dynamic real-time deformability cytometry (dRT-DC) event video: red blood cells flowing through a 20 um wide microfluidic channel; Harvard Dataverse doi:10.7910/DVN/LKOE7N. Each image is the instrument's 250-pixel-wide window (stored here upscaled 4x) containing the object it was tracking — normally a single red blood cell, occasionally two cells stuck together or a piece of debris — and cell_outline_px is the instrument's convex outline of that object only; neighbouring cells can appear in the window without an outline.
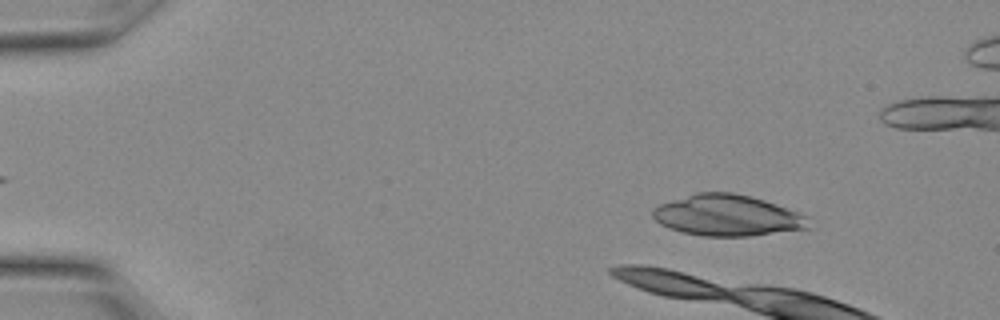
{"species": "Egyptian fruit bat (a non-hibernating species)", "species_latin": "Rousettus aegyptiacus", "temperature_condition": "warm", "stored_images_in_passage": 5, "camera_frame_rate_fps": 3000, "um_per_image_px": 0.085, "animal": {"sex": "female"}, "frame": {"image": 1, "passage_image": 2, "time_ms": 0.333, "image_size_px": [1000, 320], "cell_outline_px": [[808, 228], [752, 236], [704, 236], [680, 232], [668, 228], [660, 224], [652, 216], [652, 208], [660, 204], [696, 192], [732, 192], [764, 200], [808, 216]], "centroid_in_image_um": [61.78, 18.32], "position_along_channel_um": 23.2, "area_um2": 37.22}}